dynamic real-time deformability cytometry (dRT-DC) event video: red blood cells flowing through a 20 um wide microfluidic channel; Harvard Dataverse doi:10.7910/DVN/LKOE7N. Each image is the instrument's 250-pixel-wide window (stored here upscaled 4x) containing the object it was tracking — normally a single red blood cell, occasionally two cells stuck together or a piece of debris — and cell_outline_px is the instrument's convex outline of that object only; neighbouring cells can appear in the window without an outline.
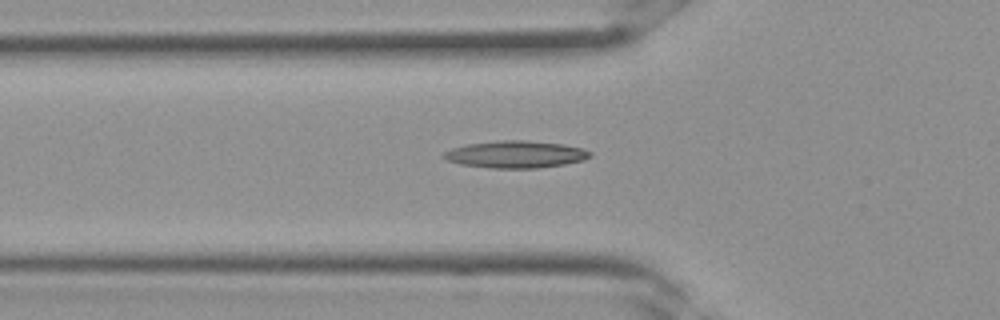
{"species": "Egyptian fruit bat (a non-hibernating species)", "species_latin": "Rousettus aegyptiacus", "temperature_condition": "room temperature", "stored_images_in_passage": 26, "camera_frame_rate_fps": 3000, "um_per_image_px": 0.085, "frame": {"image": 1, "passage_image": 6, "time_ms": 1.667, "image_size_px": [1000, 320], "cell_outline_px": [[592, 156], [584, 160], [564, 164], [536, 168], [492, 168], [460, 164], [448, 160], [440, 156], [444, 152], [452, 148], [464, 144], [500, 140], [524, 140], [564, 144], [584, 148], [592, 152]], "centroid_in_image_um": [43.84, 13.11], "position_along_channel_um": 82.0, "area_um2": 23.29}}
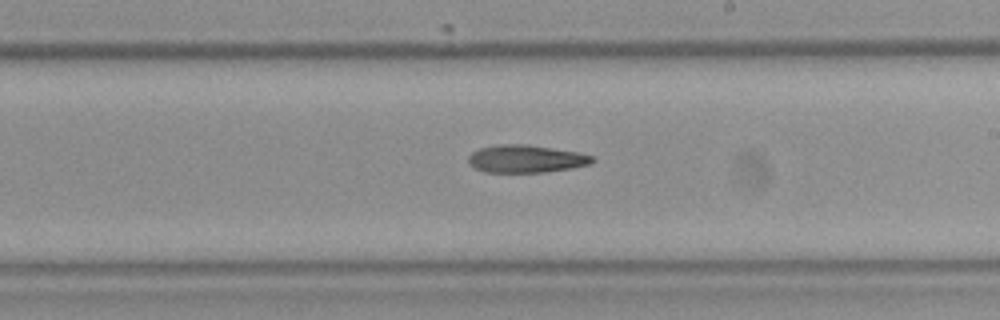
{"frame": {"image": 2, "passage_image": 14, "time_ms": 4.333, "image_size_px": [1000, 320], "cell_outline_px": [[596, 160], [592, 164], [572, 168], [544, 172], [484, 172], [468, 164], [468, 156], [472, 152], [480, 148], [500, 144], [528, 144], [580, 152], [596, 156]], "centroid_in_image_um": [44.77, 13.49], "position_along_channel_um": 244.2, "area_um2": 20.29}}
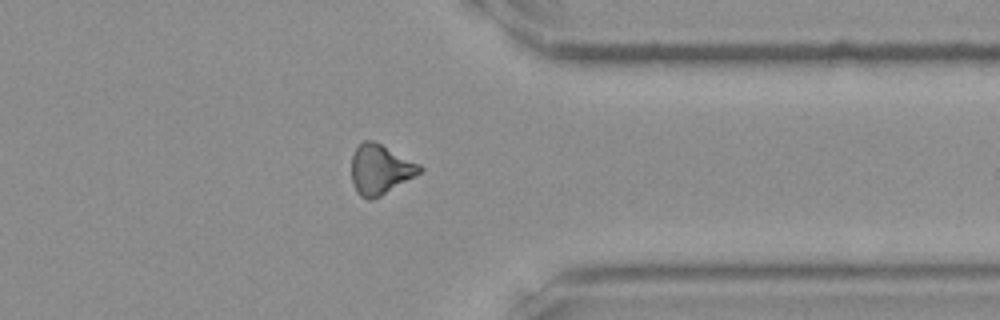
{"frame": {"image": 3, "passage_image": 21, "time_ms": 6.667, "image_size_px": [1000, 320], "cell_outline_px": [[424, 168], [420, 172], [380, 196], [372, 200], [368, 200], [360, 196], [356, 192], [352, 184], [352, 156], [356, 148], [364, 140], [372, 140], [420, 164]], "centroid_in_image_um": [32.28, 14.41], "position_along_channel_um": 379.1, "area_um2": 19.48}}